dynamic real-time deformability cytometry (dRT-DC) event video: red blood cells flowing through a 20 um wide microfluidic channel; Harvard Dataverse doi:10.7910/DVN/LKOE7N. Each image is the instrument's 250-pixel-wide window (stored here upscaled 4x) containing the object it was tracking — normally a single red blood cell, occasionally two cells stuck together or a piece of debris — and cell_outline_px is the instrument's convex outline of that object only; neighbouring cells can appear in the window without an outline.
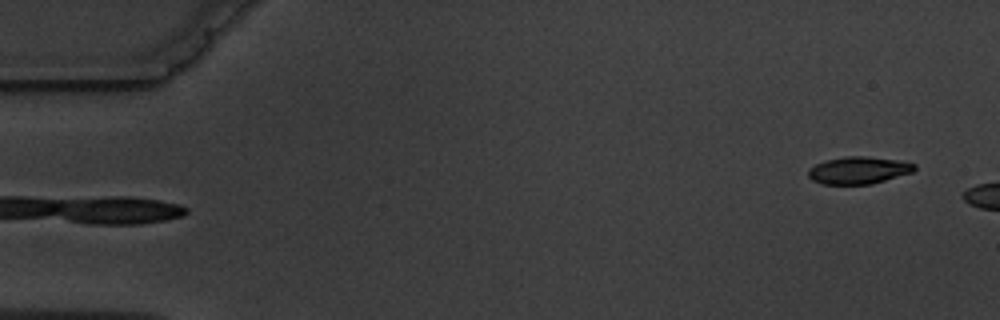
{"species": "common noctule bat (a hibernating species)", "species_latin": "Nyctalus noctula", "temperature_condition": "warm", "stored_images_in_passage": 4, "segment_of_instrument_passage": [2, 2], "camera_frame_rate_fps": 3000, "um_per_image_px": 0.085, "animal": {"sex": "male", "body_mass_g": 19.5, "forearm_length_mm": 54.6}, "frame": {"image": 1, "passage_image": 4, "time_ms": 4.333, "image_size_px": [1000, 320], "cell_outline_px": [[916, 168], [912, 172], [872, 184], [824, 184], [812, 180], [808, 176], [808, 168], [816, 164], [828, 160], [844, 156], [864, 156], [896, 160], [916, 164]], "centroid_in_image_um": [72.96, 14.47], "position_along_channel_um": 12.0, "area_um2": 16.7}}